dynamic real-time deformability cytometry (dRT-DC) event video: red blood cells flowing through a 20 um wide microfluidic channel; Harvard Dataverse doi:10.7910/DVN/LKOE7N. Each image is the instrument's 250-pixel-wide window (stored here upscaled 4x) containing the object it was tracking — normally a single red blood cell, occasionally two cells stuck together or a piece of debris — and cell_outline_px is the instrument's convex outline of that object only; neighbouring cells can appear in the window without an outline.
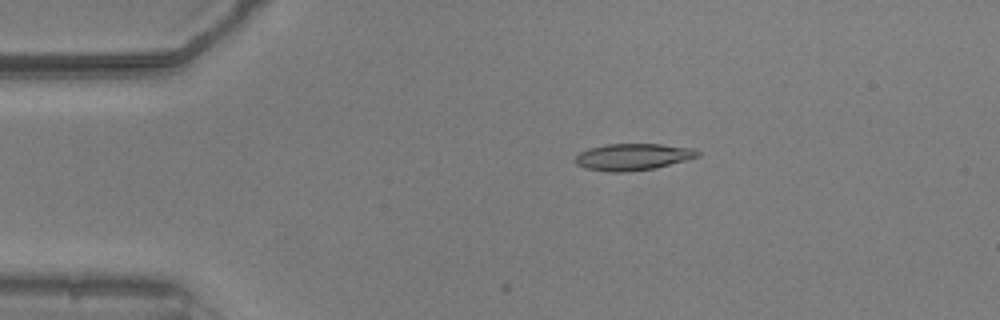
{"species": "common noctule bat (a hibernating species)", "species_latin": "Nyctalus noctula", "temperature_condition": "warm", "stored_images_in_passage": 10, "camera_frame_rate_fps": 3000, "um_per_image_px": 0.085, "animal": {"sex": "male", "body_mass_g": 20.5, "forearm_length_mm": 52.5}, "frame": {"image": 1, "passage_image": 10, "time_ms": 3.0, "image_size_px": [1000, 320], "cell_outline_px": [[700, 156], [656, 168], [628, 172], [608, 172], [584, 168], [576, 164], [576, 156], [580, 152], [588, 148], [608, 144], [660, 144], [696, 148], [700, 152]], "centroid_in_image_um": [53.81, 13.33], "position_along_channel_um": 31.2, "area_um2": 19.19}}